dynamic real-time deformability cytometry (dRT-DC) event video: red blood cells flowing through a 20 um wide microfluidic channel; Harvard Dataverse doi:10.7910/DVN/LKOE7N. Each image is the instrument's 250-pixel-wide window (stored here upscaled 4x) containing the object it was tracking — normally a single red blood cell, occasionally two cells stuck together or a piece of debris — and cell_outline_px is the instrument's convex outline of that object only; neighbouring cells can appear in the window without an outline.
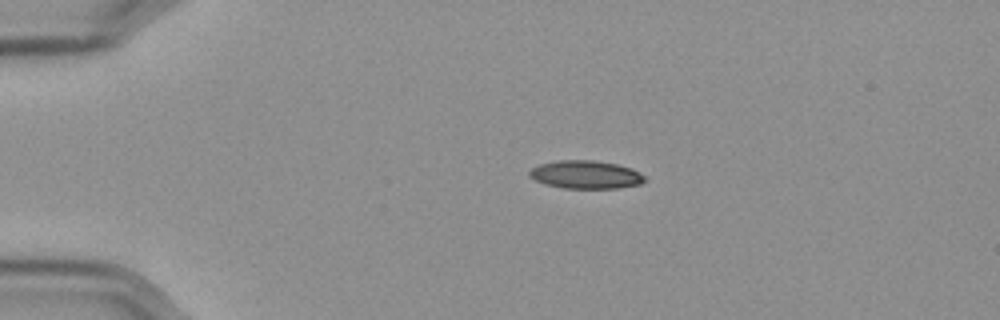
{"species": "Egyptian fruit bat (a non-hibernating species)", "species_latin": "Rousettus aegyptiacus", "temperature_condition": "cold", "stored_images_in_passage": 46, "camera_frame_rate_fps": 3000, "um_per_image_px": 0.085, "frame": {"image": 1, "passage_image": 1, "time_ms": 0.0, "image_size_px": [1000, 320], "cell_outline_px": [[644, 180], [640, 184], [616, 188], [564, 188], [544, 184], [528, 176], [528, 172], [532, 168], [540, 164], [560, 160], [592, 160], [616, 164], [632, 168], [640, 172], [644, 176]], "centroid_in_image_um": [49.77, 14.84], "position_along_channel_um": 35.2, "area_um2": 18.79}}
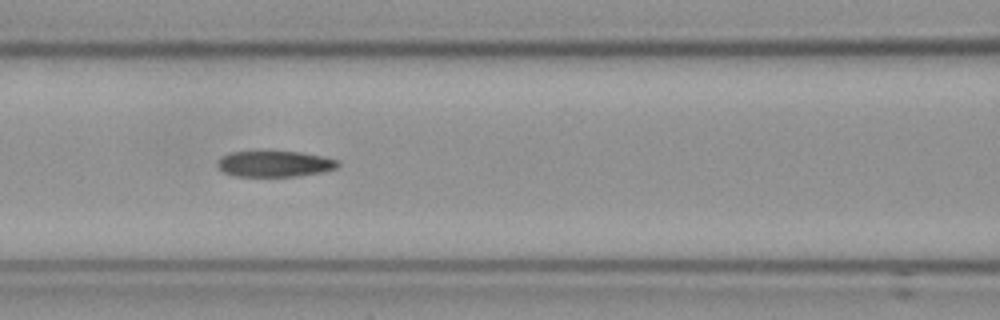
{"frame": {"image": 2, "passage_image": 14, "time_ms": 4.333, "image_size_px": [1000, 320], "cell_outline_px": [[340, 164], [336, 168], [320, 172], [300, 176], [236, 176], [224, 172], [216, 164], [220, 156], [232, 152], [256, 148], [268, 148], [300, 152], [320, 156], [336, 160]], "centroid_in_image_um": [23.26, 13.86], "position_along_channel_um": 143.3, "area_um2": 19.07}}
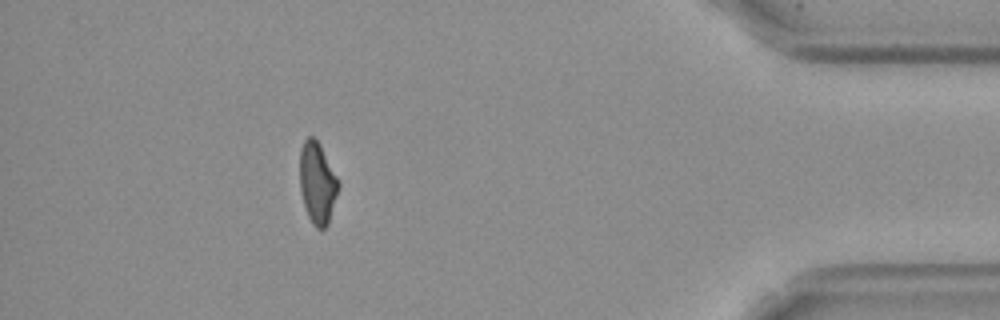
{"frame": {"image": 3, "passage_image": 40, "time_ms": 13.0, "image_size_px": [1000, 320], "cell_outline_px": [[340, 184], [328, 224], [324, 228], [316, 228], [312, 224], [308, 216], [300, 192], [300, 148], [304, 140], [308, 136], [312, 136], [320, 144]], "centroid_in_image_um": [26.96, 15.55], "position_along_channel_um": 408.2, "area_um2": 18.21}, "authors_computed_cell_mechanics": {"area_um2": 18.8428, "velocity_mm_per_s": 3.5873, "shape_relaxation_time_tau1_ms": null, "shape_relaxation_time_tau2_ms": 2.3636, "deformation_change_tau1": null, "deformation_change_tau2": 0.0968}}